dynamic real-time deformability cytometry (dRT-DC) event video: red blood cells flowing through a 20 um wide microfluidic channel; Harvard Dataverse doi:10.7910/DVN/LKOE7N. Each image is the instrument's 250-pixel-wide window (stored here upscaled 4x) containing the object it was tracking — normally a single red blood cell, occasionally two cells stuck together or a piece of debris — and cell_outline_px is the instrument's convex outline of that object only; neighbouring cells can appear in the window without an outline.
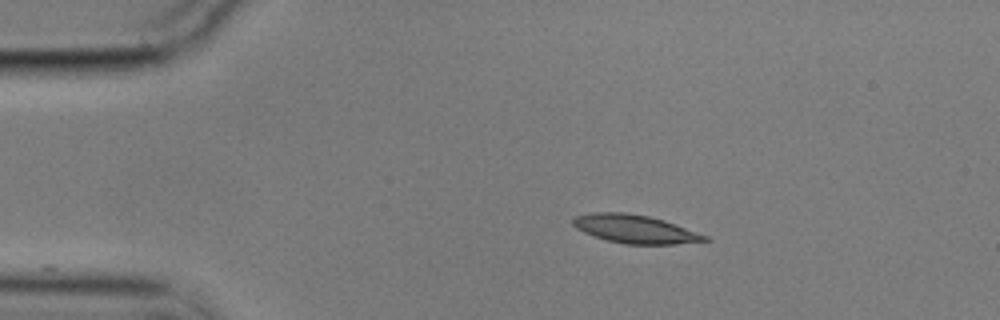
{"species": "common noctule bat (a hibernating species)", "species_latin": "Nyctalus noctula", "temperature_condition": "cold", "stored_images_in_passage": 48, "camera_frame_rate_fps": 3000, "um_per_image_px": 0.085, "animal": {"sex": "male", "body_mass_g": 17.9}, "frame": {"image": 1, "passage_image": 1, "time_ms": 0.0, "image_size_px": [1000, 320], "cell_outline_px": [[712, 240], [672, 244], [624, 244], [608, 240], [584, 232], [576, 228], [572, 224], [572, 220], [576, 216], [592, 212], [624, 212], [648, 216], [664, 220], [708, 236]], "centroid_in_image_um": [53.97, 19.46], "position_along_channel_um": 31.0, "area_um2": 21.56}}
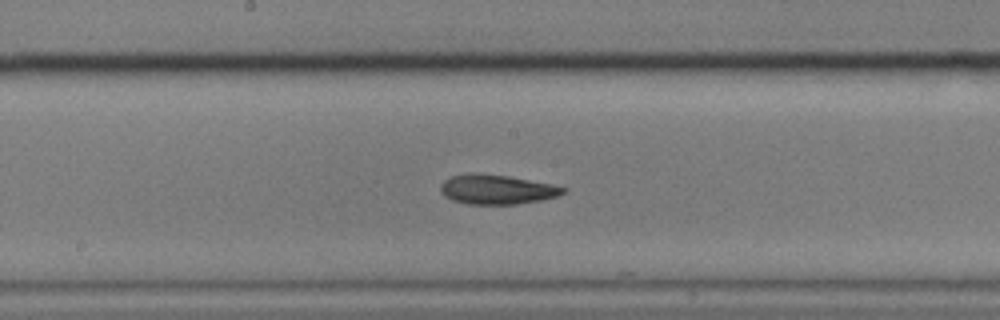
{"frame": {"image": 2, "passage_image": 20, "time_ms": 6.333, "image_size_px": [1000, 320], "cell_outline_px": [[568, 188], [564, 192], [556, 196], [544, 200], [516, 204], [468, 204], [452, 200], [444, 196], [440, 192], [440, 184], [444, 180], [452, 176], [468, 172], [472, 172], [508, 176], [552, 184]], "centroid_in_image_um": [42.2, 16.1], "position_along_channel_um": 206.0, "area_um2": 21.27}}
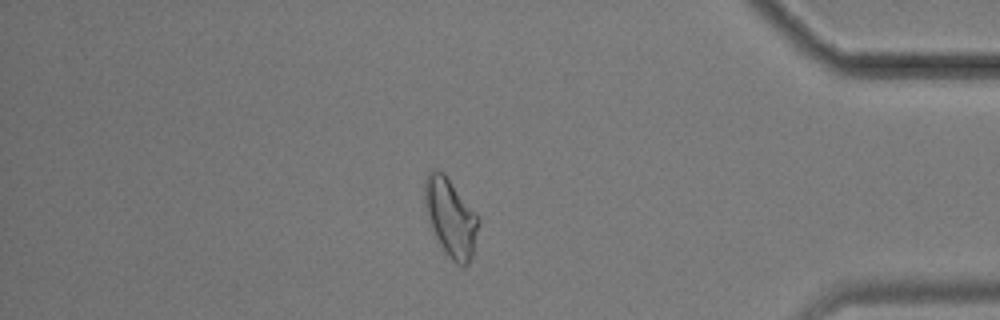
{"frame": {"image": 3, "passage_image": 39, "time_ms": 12.667, "image_size_px": [1000, 320], "cell_outline_px": [[480, 220], [472, 256], [468, 264], [464, 268], [456, 264], [452, 260], [440, 244], [432, 228], [424, 204], [424, 180], [428, 172], [432, 168], [440, 168], [444, 172], [480, 216]], "centroid_in_image_um": [38.32, 18.43], "position_along_channel_um": 396.9, "area_um2": 24.8}, "authors_computed_cell_mechanics": {"area_um2": 21.1548, "velocity_mm_per_s": 3.5198, "shape_relaxation_time_tau1_ms": null, "shape_relaxation_time_tau2_ms": 4.9741, "deformation_change_tau1": null, "deformation_change_tau2": 0.1373}}